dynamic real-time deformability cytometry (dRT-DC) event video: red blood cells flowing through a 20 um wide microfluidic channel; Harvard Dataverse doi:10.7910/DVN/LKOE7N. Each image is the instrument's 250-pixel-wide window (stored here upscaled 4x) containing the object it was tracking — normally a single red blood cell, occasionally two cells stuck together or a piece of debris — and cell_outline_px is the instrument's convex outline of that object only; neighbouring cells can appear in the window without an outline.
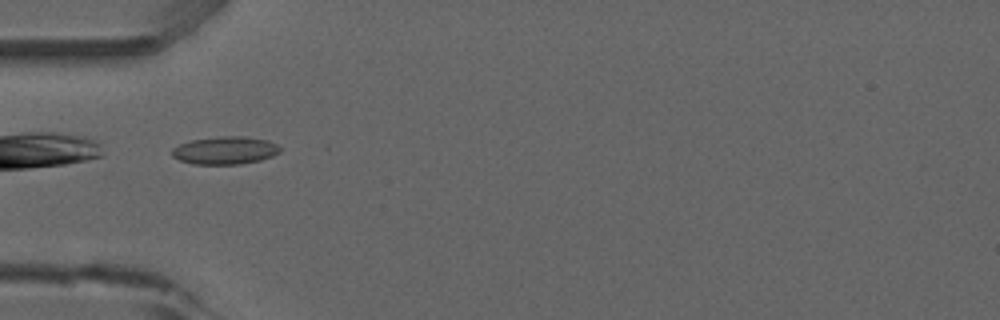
{"species": "common noctule bat (a hibernating species)", "species_latin": "Nyctalus noctula", "temperature_condition": "room temperature", "stored_images_in_passage": 30, "camera_frame_rate_fps": 3000, "um_per_image_px": 0.085, "animal": {"sex": "male", "forearm_length_mm": 52.5}, "frame": {"image": 1, "passage_image": 1, "time_ms": 0.0, "image_size_px": [1000, 320], "cell_outline_px": [[280, 152], [272, 156], [260, 160], [240, 164], [192, 164], [180, 160], [172, 156], [172, 148], [180, 144], [192, 140], [220, 136], [244, 136], [268, 140], [276, 144], [280, 148]], "centroid_in_image_um": [19.13, 12.78], "position_along_channel_um": 65.9, "area_um2": 17.46}, "authors_computed_cell_mechanics": {"area_um2": 16.184, "velocity_mm_per_s": 3.9138, "shape_relaxation_time_tau1_ms": null, "shape_relaxation_time_tau2_ms": 2.0287, "deformation_change_tau1": null, "deformation_change_tau2": 0.0689}}